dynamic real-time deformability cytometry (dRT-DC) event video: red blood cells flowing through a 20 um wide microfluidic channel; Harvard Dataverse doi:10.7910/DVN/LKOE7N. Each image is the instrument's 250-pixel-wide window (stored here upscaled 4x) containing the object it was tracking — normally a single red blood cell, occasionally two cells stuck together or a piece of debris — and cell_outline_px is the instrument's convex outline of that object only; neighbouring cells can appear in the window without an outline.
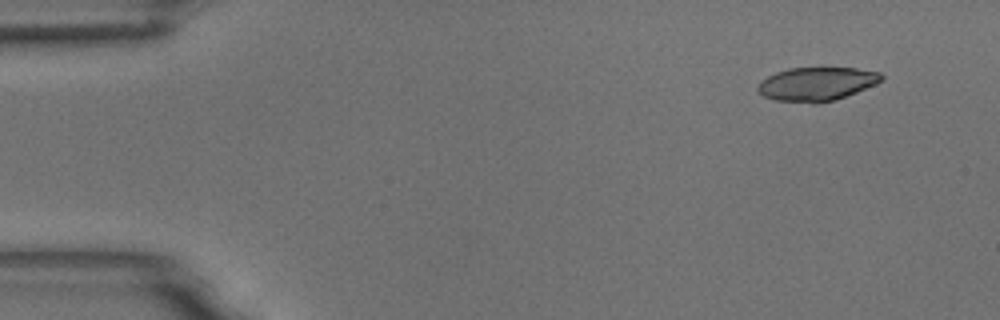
{"species": "common noctule bat (a hibernating species)", "species_latin": "Nyctalus noctula", "temperature_condition": "room temperature", "stored_images_in_passage": 6, "camera_frame_rate_fps": 3000, "um_per_image_px": 0.085, "animal": {"sex": "male", "body_mass_g": 18.8}, "frame": {"image": 1, "passage_image": 2, "time_ms": 0.333, "image_size_px": [1000, 320], "cell_outline_px": [[884, 76], [876, 84], [836, 100], [820, 104], [812, 104], [776, 100], [764, 96], [756, 88], [760, 80], [776, 72], [788, 68], [856, 68], [880, 72]], "centroid_in_image_um": [69.4, 7.15], "position_along_channel_um": 15.6, "area_um2": 24.39}}
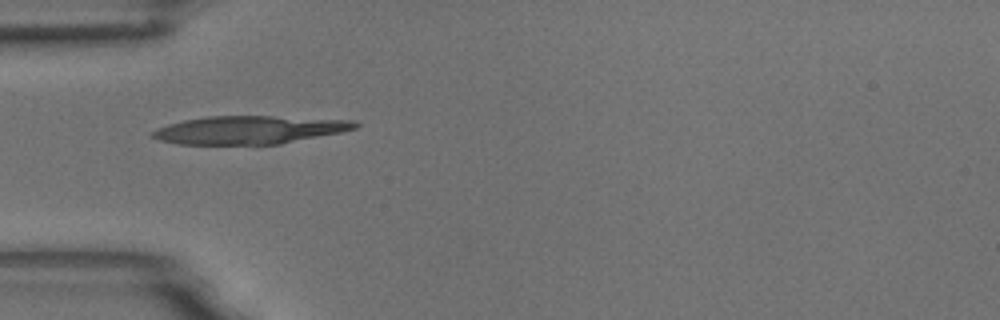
{"frame": {"image": 2, "passage_image": 5, "time_ms": 1.333, "image_size_px": [1000, 320], "cell_outline_px": [[360, 124], [356, 128], [340, 132], [280, 144], [180, 144], [160, 140], [152, 136], [152, 132], [156, 128], [168, 124], [184, 120], [208, 116], [272, 116], [352, 120]], "centroid_in_image_um": [21.19, 11.03], "position_along_channel_um": 63.8, "area_um2": 32.89}}